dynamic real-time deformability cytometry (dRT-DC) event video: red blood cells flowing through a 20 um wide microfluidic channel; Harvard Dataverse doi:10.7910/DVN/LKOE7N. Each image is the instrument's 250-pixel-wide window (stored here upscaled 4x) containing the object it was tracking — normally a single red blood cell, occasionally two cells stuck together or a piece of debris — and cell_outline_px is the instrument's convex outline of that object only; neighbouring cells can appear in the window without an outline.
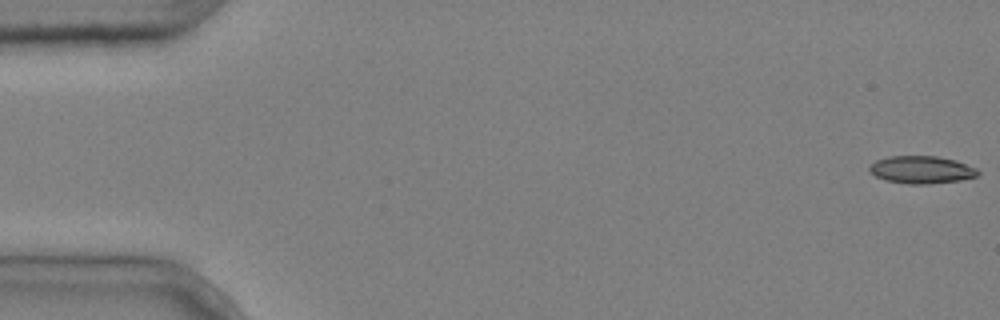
{"species": "common noctule bat (a hibernating species)", "species_latin": "Nyctalus noctula", "temperature_condition": "cold", "stored_images_in_passage": 6, "camera_frame_rate_fps": 3000, "um_per_image_px": 0.085, "animal": {"sex": "male", "body_mass_g": 20.4}, "frame": {"image": 1, "passage_image": 1, "time_ms": 0.0, "image_size_px": [1000, 320], "cell_outline_px": [[980, 172], [976, 176], [960, 180], [928, 184], [908, 184], [884, 180], [876, 176], [868, 168], [876, 160], [888, 156], [936, 156], [956, 160], [976, 168]], "centroid_in_image_um": [78.33, 14.42], "position_along_channel_um": 6.7, "area_um2": 17.34}}
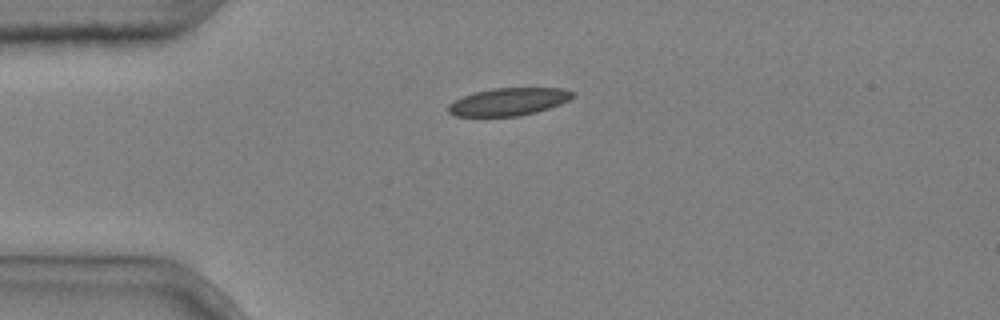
{"frame": {"image": 2, "passage_image": 6, "time_ms": 1.667, "image_size_px": [1000, 320], "cell_outline_px": [[576, 96], [560, 104], [536, 112], [520, 116], [456, 116], [448, 112], [448, 104], [464, 96], [476, 92], [492, 88], [564, 88], [576, 92]], "centroid_in_image_um": [43.28, 8.64], "position_along_channel_um": 41.7, "area_um2": 20.0}}